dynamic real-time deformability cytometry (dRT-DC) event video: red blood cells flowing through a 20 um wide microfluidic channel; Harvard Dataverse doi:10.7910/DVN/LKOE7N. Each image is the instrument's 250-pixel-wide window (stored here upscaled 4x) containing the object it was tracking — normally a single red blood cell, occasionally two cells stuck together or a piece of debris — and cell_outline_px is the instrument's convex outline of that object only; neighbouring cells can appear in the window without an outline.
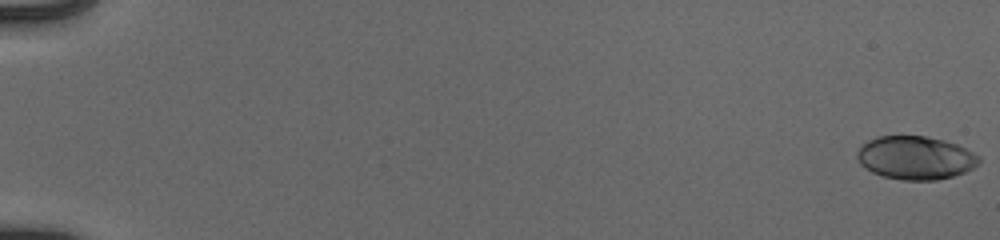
{"species": "human", "species_latin": "Homo sapiens", "temperature_condition": "cold", "stored_images_in_passage": 55, "camera_frame_rate_fps": 3000, "um_per_image_px": 0.085, "donor": {"sex": "male"}, "frame": {"image": 1, "passage_image": 1, "time_ms": 0.0, "image_size_px": [1000, 240], "cell_outline_px": [[980, 164], [964, 172], [952, 176], [936, 180], [904, 180], [884, 176], [872, 172], [860, 164], [856, 156], [856, 152], [868, 140], [876, 136], [924, 136], [944, 140], [956, 144], [980, 156]], "centroid_in_image_um": [77.81, 13.41], "position_along_channel_um": 7.2, "area_um2": 30.63}}
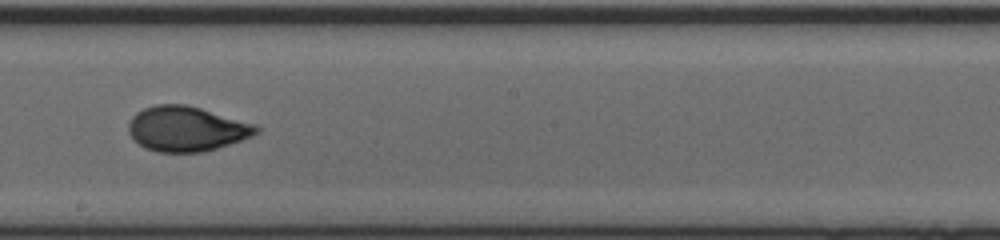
{"frame": {"image": 2, "passage_image": 34, "time_ms": 11.0, "image_size_px": [1000, 240], "cell_outline_px": [[260, 132], [252, 136], [216, 148], [200, 152], [156, 152], [144, 148], [128, 132], [128, 124], [132, 116], [136, 112], [144, 108], [156, 104], [184, 104], [200, 108], [256, 124], [260, 128]], "centroid_in_image_um": [15.84, 10.94], "position_along_channel_um": 232.4, "area_um2": 33.35}}
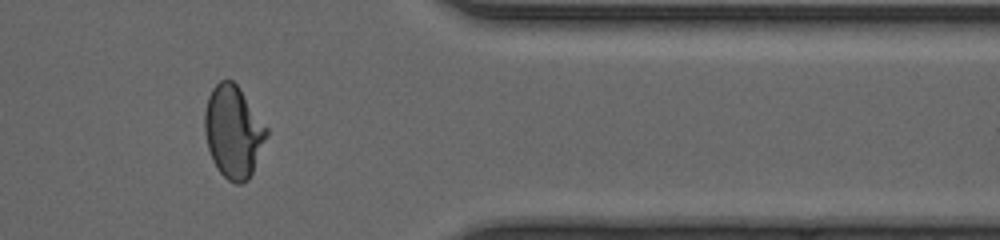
{"frame": {"image": 3, "passage_image": 47, "time_ms": 15.333, "image_size_px": [1000, 240], "cell_outline_px": [[268, 132], [252, 172], [248, 180], [240, 184], [236, 184], [228, 180], [216, 168], [212, 160], [208, 148], [204, 132], [204, 112], [208, 96], [212, 88], [220, 80], [232, 80], [236, 84], [268, 128]], "centroid_in_image_um": [19.8, 11.2], "position_along_channel_um": 391.6, "area_um2": 33.0}, "authors_computed_cell_mechanics": {"area_um2": 32.4836, "velocity_mm_per_s": 3.9564, "shape_relaxation_time_tau1_ms": 4.0264, "shape_relaxation_time_tau2_ms": 0.8152, "deformation_change_tau1": 0.1685, "deformation_change_tau2": 0.0517}}